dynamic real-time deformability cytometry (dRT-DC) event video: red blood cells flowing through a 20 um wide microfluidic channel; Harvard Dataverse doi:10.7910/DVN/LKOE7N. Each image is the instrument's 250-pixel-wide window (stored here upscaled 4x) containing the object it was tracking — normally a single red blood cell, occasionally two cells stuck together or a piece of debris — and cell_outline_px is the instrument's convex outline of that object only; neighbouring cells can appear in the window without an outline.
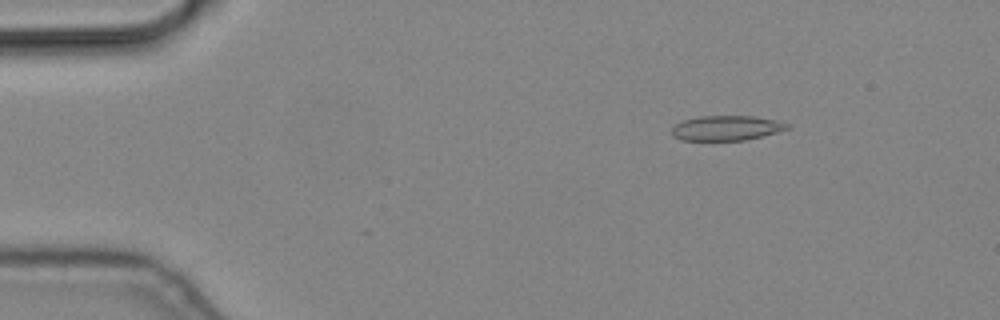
{"species": "common noctule bat (a hibernating species)", "species_latin": "Nyctalus noctula", "temperature_condition": "cold", "stored_images_in_passage": 5, "camera_frame_rate_fps": 3000, "um_per_image_px": 0.085, "animal": {"sex": "male", "body_mass_g": 19.2, "forearm_length_mm": 51.8}, "frame": {"image": 1, "passage_image": 3, "time_ms": 0.667, "image_size_px": [1000, 320], "cell_outline_px": [[788, 128], [776, 132], [744, 140], [680, 140], [672, 136], [672, 128], [676, 124], [684, 120], [700, 116], [756, 116], [776, 120], [788, 124]], "centroid_in_image_um": [61.7, 10.88], "position_along_channel_um": 23.3, "area_um2": 16.53}}